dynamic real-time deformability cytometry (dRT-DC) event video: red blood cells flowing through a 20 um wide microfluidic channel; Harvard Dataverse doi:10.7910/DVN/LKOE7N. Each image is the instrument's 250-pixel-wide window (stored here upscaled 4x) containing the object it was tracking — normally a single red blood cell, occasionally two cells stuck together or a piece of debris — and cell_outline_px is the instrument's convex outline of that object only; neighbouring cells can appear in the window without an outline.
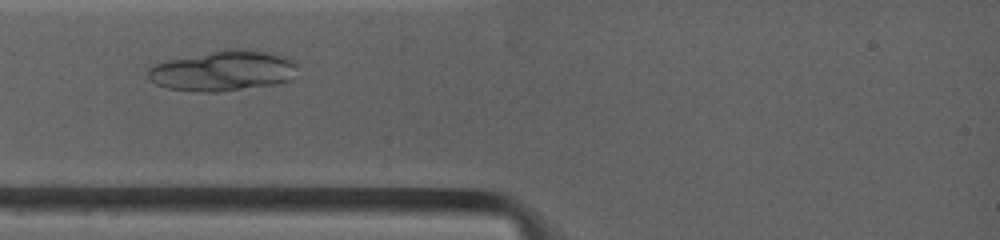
{"species": "common noctule bat (a hibernating species)", "species_latin": "Nyctalus noctula", "temperature_condition": "warm", "stored_images_in_passage": 5, "camera_frame_rate_fps": 4500, "um_per_image_px": 0.085, "animal": {"sex": "female", "body_mass_g": 19.0, "forearm_length_mm": 53.3}, "frame": {"image": 1, "passage_image": 3, "time_ms": 1.778, "image_size_px": [1000, 240], "cell_outline_px": [[296, 64], [288, 80], [272, 84], [216, 92], [204, 92], [168, 88], [156, 84], [148, 76], [148, 68], [152, 64], [168, 60], [224, 48], [256, 48], [284, 56], [292, 60]], "centroid_in_image_um": [18.91, 5.98], "position_along_channel_um": 66.1, "area_um2": 35.03}}
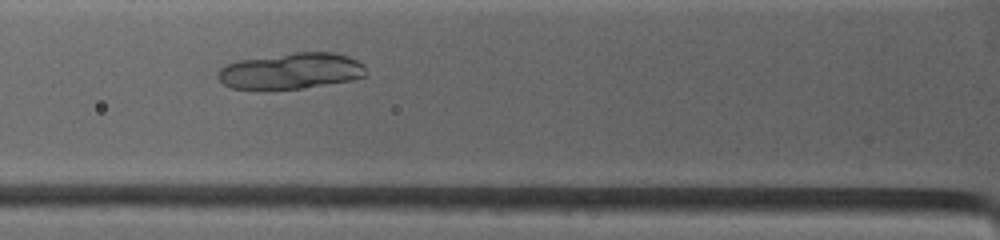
{"frame": {"image": 2, "passage_image": 4, "time_ms": 2.667, "image_size_px": [1000, 240], "cell_outline_px": [[368, 72], [364, 76], [348, 80], [300, 88], [232, 88], [224, 84], [216, 76], [220, 68], [224, 64], [240, 60], [296, 52], [332, 52], [348, 56], [364, 64]], "centroid_in_image_um": [24.74, 6.01], "position_along_channel_um": 101.1, "area_um2": 30.63}}
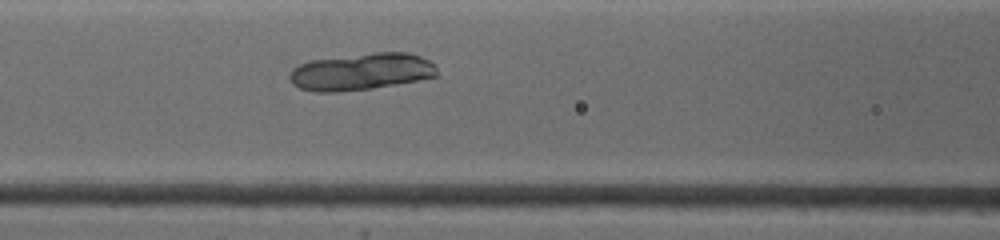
{"frame": {"image": 3, "passage_image": 5, "time_ms": 3.556, "image_size_px": [1000, 240], "cell_outline_px": [[436, 76], [416, 80], [368, 88], [332, 92], [320, 92], [300, 88], [288, 76], [292, 68], [308, 60], [376, 52], [408, 52], [420, 56], [428, 60], [436, 68]], "centroid_in_image_um": [30.67, 6.07], "position_along_channel_um": 135.9, "area_um2": 31.15}}